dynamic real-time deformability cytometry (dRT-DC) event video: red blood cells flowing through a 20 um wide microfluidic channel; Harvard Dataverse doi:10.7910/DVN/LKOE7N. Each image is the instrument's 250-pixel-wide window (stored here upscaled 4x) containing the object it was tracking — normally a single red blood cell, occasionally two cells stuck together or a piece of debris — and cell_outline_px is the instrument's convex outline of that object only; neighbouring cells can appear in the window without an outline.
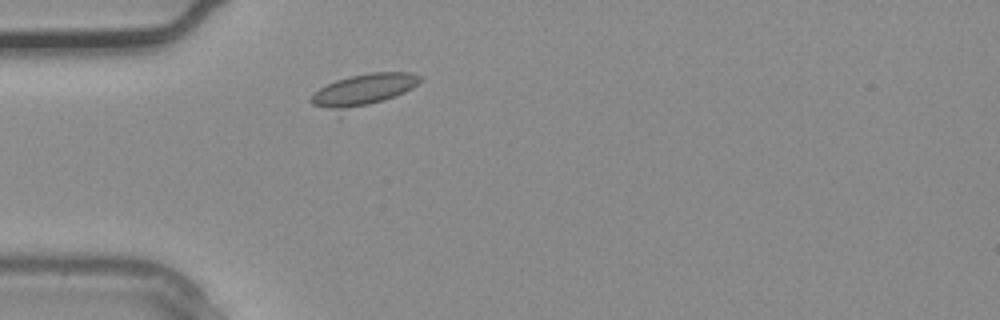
{"species": "common noctule bat (a hibernating species)", "species_latin": "Nyctalus noctula", "temperature_condition": "warm", "stored_images_in_passage": 1, "camera_frame_rate_fps": 3000, "um_per_image_px": 0.085, "animal": {"sex": "male", "body_mass_g": 20.4}, "frame": {"image": 1, "passage_image": 1, "time_ms": 0.0, "image_size_px": [1000, 320], "cell_outline_px": [[424, 80], [412, 88], [404, 92], [384, 100], [368, 104], [344, 108], [328, 108], [312, 104], [308, 100], [312, 92], [336, 80], [348, 76], [372, 72], [412, 72], [424, 76]], "centroid_in_image_um": [30.96, 7.57], "position_along_channel_um": 54.0, "area_um2": 19.71}}